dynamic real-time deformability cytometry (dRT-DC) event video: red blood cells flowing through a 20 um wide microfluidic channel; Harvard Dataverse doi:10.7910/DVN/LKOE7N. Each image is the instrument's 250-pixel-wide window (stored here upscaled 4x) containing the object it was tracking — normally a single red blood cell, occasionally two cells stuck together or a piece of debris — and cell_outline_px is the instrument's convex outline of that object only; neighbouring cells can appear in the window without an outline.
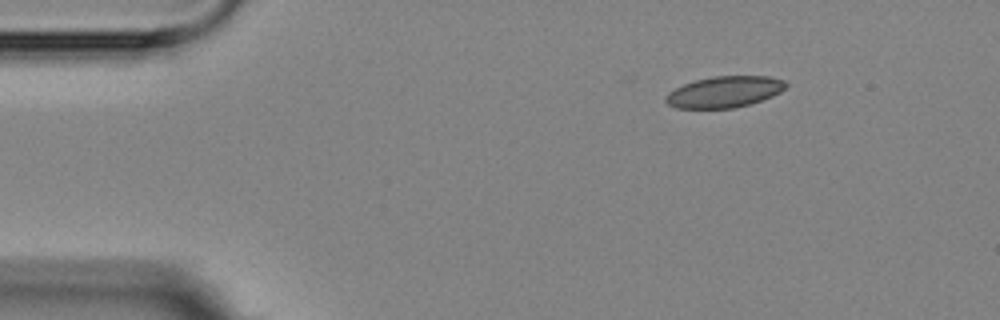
{"species": "Egyptian fruit bat (a non-hibernating species)", "species_latin": "Rousettus aegyptiacus", "temperature_condition": "room temperature", "stored_images_in_passage": 6, "camera_frame_rate_fps": 3000, "um_per_image_px": 0.085, "animal": {"sex": "female"}, "frame": {"image": 1, "passage_image": 6, "time_ms": 5.667, "image_size_px": [1000, 320], "cell_outline_px": [[788, 84], [780, 92], [772, 96], [748, 104], [732, 108], [676, 108], [668, 104], [664, 100], [664, 96], [668, 92], [684, 84], [696, 80], [712, 76], [768, 76], [784, 80]], "centroid_in_image_um": [61.55, 7.8], "position_along_channel_um": 23.5, "area_um2": 21.73}}